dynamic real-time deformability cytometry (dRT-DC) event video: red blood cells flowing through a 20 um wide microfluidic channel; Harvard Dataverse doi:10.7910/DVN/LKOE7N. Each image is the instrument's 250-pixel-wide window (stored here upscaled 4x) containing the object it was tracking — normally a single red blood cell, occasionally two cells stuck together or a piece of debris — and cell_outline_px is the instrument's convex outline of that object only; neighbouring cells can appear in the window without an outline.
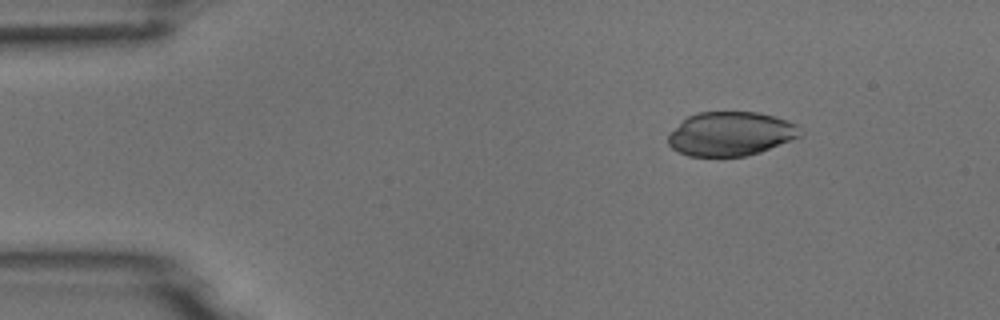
{"species": "common noctule bat (a hibernating species)", "species_latin": "Nyctalus noctula", "temperature_condition": "room temperature", "stored_images_in_passage": 5, "camera_frame_rate_fps": 3000, "um_per_image_px": 0.085, "animal": {"sex": "male", "body_mass_g": 18.8}, "frame": {"image": 1, "passage_image": 2, "time_ms": 1.0, "image_size_px": [1000, 320], "cell_outline_px": [[800, 136], [760, 152], [744, 156], [688, 156], [672, 148], [668, 144], [668, 136], [688, 116], [700, 112], [756, 112], [788, 120], [796, 124]], "centroid_in_image_um": [62.09, 11.38], "position_along_channel_um": 22.9, "area_um2": 33.29}}